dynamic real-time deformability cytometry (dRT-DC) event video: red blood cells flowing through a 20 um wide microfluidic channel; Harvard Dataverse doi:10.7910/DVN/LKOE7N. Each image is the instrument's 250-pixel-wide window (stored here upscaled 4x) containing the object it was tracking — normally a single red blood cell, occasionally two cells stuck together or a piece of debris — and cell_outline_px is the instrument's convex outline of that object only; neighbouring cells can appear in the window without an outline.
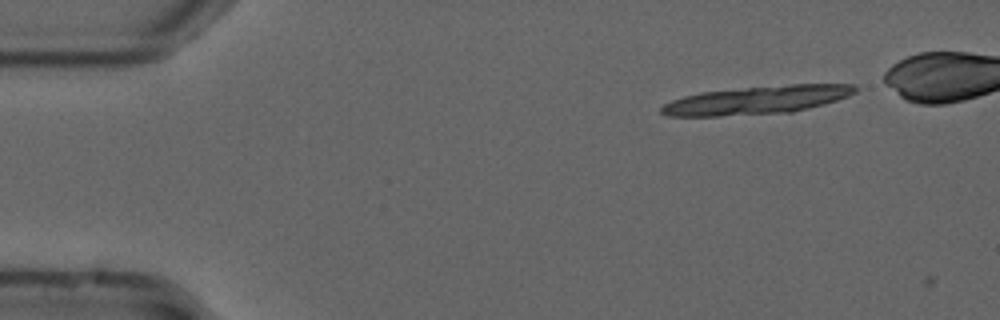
{"species": "common noctule bat (a hibernating species)", "species_latin": "Nyctalus noctula", "temperature_condition": "cold", "stored_images_in_passage": 4, "camera_frame_rate_fps": 3000, "um_per_image_px": 0.085, "animal": {"sex": "male", "forearm_length_mm": 52.5}, "frame": {"image": 1, "passage_image": 1, "time_ms": 0.0, "image_size_px": [1000, 320], "cell_outline_px": [[860, 88], [856, 92], [848, 96], [824, 104], [792, 112], [720, 116], [668, 116], [660, 112], [660, 108], [664, 104], [672, 100], [684, 96], [700, 92], [792, 84], [856, 84]], "centroid_in_image_um": [64.37, 8.5], "position_along_channel_um": 20.6, "area_um2": 31.67}}